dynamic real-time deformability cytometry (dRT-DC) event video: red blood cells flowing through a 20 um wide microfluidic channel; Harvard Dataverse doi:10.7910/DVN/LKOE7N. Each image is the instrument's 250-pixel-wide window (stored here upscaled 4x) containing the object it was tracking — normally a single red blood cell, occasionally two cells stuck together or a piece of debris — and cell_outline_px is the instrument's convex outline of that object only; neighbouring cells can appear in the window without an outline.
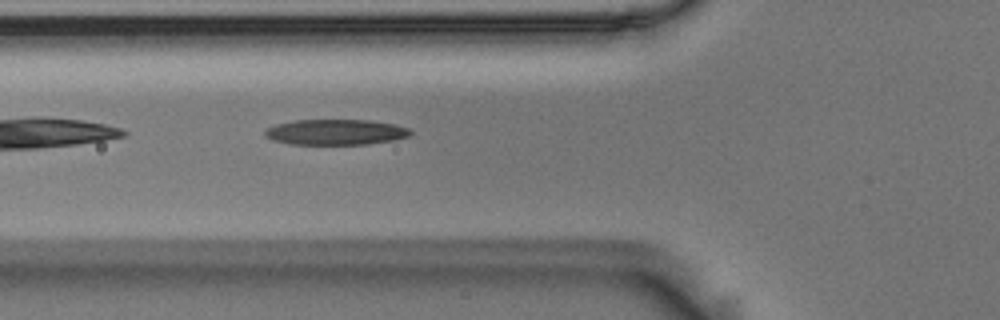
{"species": "Egyptian fruit bat (a non-hibernating species)", "species_latin": "Rousettus aegyptiacus", "temperature_condition": "room temperature", "stored_images_in_passage": 41, "camera_frame_rate_fps": 3000, "um_per_image_px": 0.085, "animal": {"sex": "male"}, "frame": {"image": 1, "passage_image": 10, "time_ms": 3.0, "image_size_px": [1000, 320], "cell_outline_px": [[412, 132], [408, 136], [396, 140], [368, 144], [288, 144], [272, 140], [264, 136], [264, 132], [268, 128], [276, 124], [296, 120], [368, 120], [396, 124], [408, 128]], "centroid_in_image_um": [28.53, 11.23], "position_along_channel_um": 97.3, "area_um2": 21.73}}
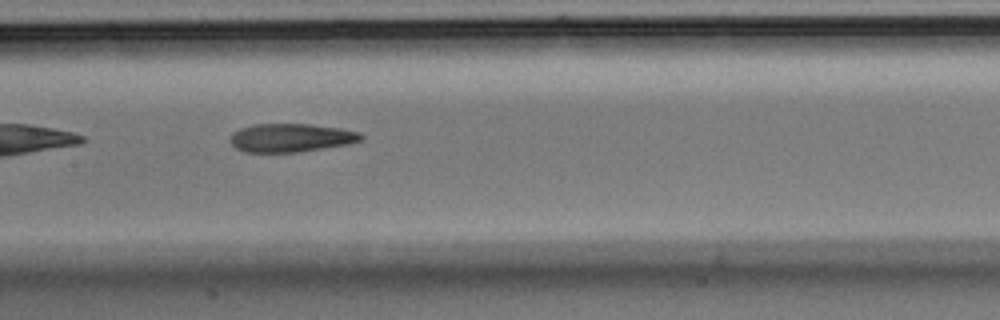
{"frame": {"image": 2, "passage_image": 17, "time_ms": 5.333, "image_size_px": [1000, 320], "cell_outline_px": [[364, 136], [360, 140], [348, 144], [296, 152], [244, 152], [236, 148], [232, 144], [232, 132], [240, 128], [252, 124], [308, 124], [340, 128], [360, 132]], "centroid_in_image_um": [24.72, 11.7], "position_along_channel_um": 182.7, "area_um2": 21.5}}
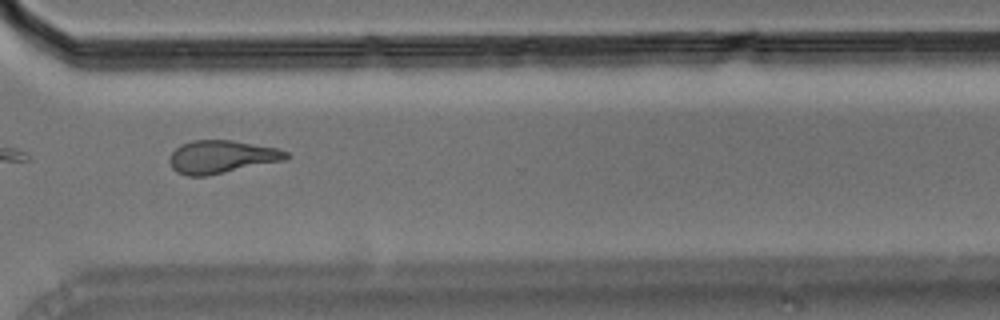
{"frame": {"image": 3, "passage_image": 31, "time_ms": 10.0, "image_size_px": [1000, 320], "cell_outline_px": [[292, 156], [284, 160], [208, 176], [188, 176], [176, 172], [172, 168], [168, 160], [172, 152], [180, 144], [192, 140], [232, 140], [276, 148], [288, 152]], "centroid_in_image_um": [18.81, 13.33], "position_along_channel_um": 351.8, "area_um2": 22.48}, "authors_computed_cell_mechanics": {"area_um2": 21.7906, "velocity_mm_per_s": 3.6329, "shape_relaxation_time_tau1_ms": null, "shape_relaxation_time_tau2_ms": 3.6919, "deformation_change_tau1": null, "deformation_change_tau2": 0.1454}}